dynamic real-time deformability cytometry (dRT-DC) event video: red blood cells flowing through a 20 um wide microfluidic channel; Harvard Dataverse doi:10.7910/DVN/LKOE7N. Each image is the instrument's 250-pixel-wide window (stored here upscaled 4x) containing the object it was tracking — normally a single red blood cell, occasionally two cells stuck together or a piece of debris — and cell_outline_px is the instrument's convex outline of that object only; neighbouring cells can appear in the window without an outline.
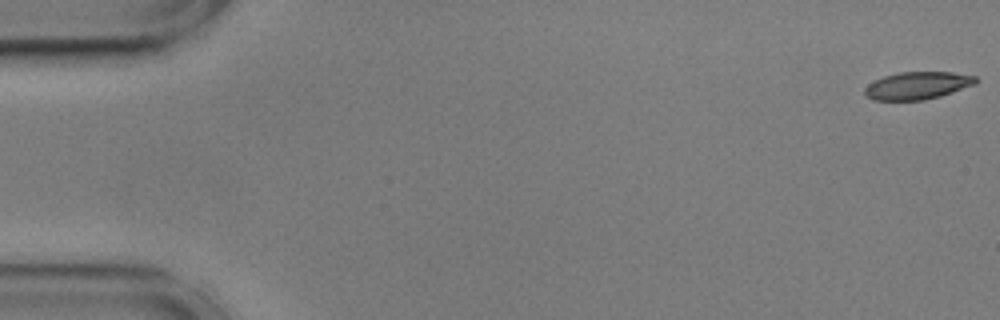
{"species": "common noctule bat (a hibernating species)", "species_latin": "Nyctalus noctula", "temperature_condition": "cold", "stored_images_in_passage": 14, "camera_frame_rate_fps": 3000, "um_per_image_px": 0.085, "animal": {"sex": "male", "body_mass_g": 17.9, "forearm_length_mm": 54.2}, "frame": {"image": 1, "passage_image": 1, "time_ms": 0.0, "image_size_px": [1000, 320], "cell_outline_px": [[976, 84], [940, 96], [924, 100], [872, 100], [864, 92], [864, 88], [868, 84], [884, 76], [900, 72], [952, 72], [976, 76]], "centroid_in_image_um": [77.98, 7.27], "position_along_channel_um": 7.0, "area_um2": 17.69}}